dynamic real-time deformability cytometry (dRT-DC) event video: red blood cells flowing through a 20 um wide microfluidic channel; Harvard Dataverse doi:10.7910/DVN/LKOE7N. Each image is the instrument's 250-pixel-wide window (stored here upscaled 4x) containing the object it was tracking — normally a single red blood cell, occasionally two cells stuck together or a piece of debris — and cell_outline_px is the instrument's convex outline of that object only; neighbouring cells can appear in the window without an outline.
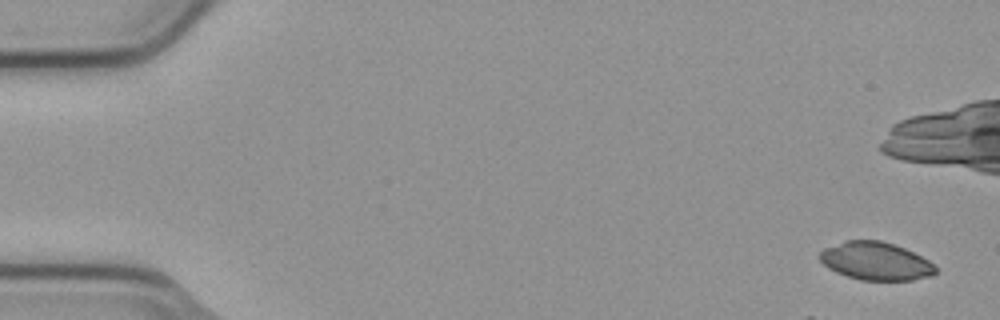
{"species": "common noctule bat (a hibernating species)", "species_latin": "Nyctalus noctula", "temperature_condition": "cold", "stored_images_in_passage": 12, "camera_frame_rate_fps": 3000, "um_per_image_px": 0.085, "animal": {"sex": "male", "body_mass_g": 23.1, "forearm_length_mm": 52.7}, "frame": {"image": 1, "passage_image": 1, "time_ms": 0.0, "image_size_px": [1000, 320], "cell_outline_px": [[936, 272], [932, 276], [912, 280], [860, 280], [836, 272], [828, 268], [816, 256], [824, 248], [844, 240], [880, 240], [904, 248], [928, 260], [936, 268]], "centroid_in_image_um": [74.4, 22.19], "position_along_channel_um": 10.6, "area_um2": 25.61}}
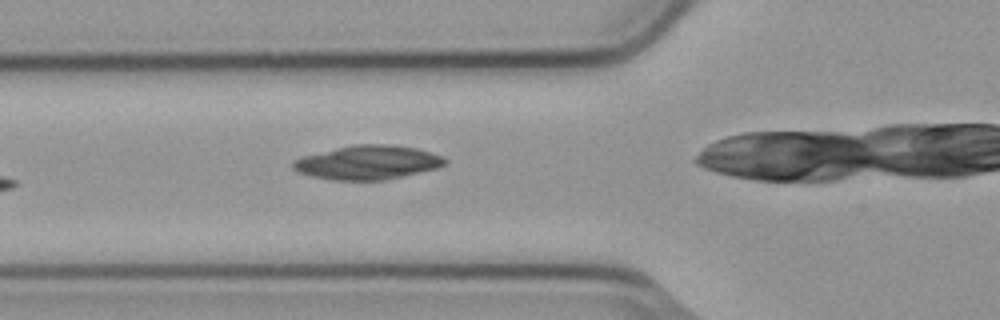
{"frame": {"image": 2, "passage_image": 7, "time_ms": 2.0, "image_size_px": [1000, 320], "cell_outline_px": [[448, 164], [436, 168], [384, 180], [332, 180], [312, 176], [296, 172], [292, 168], [292, 160], [304, 156], [352, 144], [384, 144], [416, 148], [444, 156], [448, 160]], "centroid_in_image_um": [31.25, 13.81], "position_along_channel_um": 94.5, "area_um2": 30.06}}